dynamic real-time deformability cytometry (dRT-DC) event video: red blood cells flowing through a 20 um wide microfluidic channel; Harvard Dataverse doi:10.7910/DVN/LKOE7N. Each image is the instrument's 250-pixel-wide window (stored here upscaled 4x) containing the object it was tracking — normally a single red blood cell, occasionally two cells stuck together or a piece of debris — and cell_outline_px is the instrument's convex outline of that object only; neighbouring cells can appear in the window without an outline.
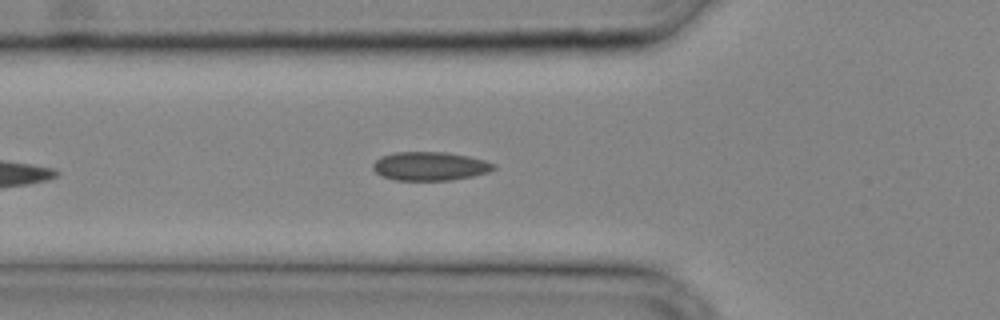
{"species": "common noctule bat (a hibernating species)", "species_latin": "Nyctalus noctula", "temperature_condition": "cold", "stored_images_in_passage": 16, "camera_frame_rate_fps": 3000, "um_per_image_px": 0.085, "animal": {"sex": "male", "body_mass_g": 20.4}, "frame": {"image": 1, "passage_image": 3, "time_ms": 0.667, "image_size_px": [1000, 320], "cell_outline_px": [[496, 168], [488, 172], [472, 176], [452, 180], [396, 180], [384, 176], [376, 172], [372, 168], [372, 164], [380, 156], [396, 152], [444, 152], [468, 156], [484, 160], [496, 164]], "centroid_in_image_um": [36.55, 14.12], "position_along_channel_um": 89.2, "area_um2": 20.11}}
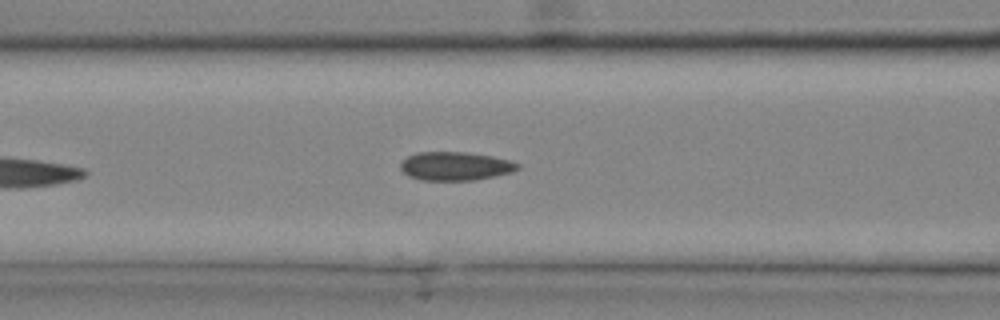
{"frame": {"image": 2, "passage_image": 5, "time_ms": 1.333, "image_size_px": [1000, 320], "cell_outline_px": [[520, 168], [512, 172], [496, 176], [472, 180], [420, 180], [408, 176], [400, 168], [400, 164], [408, 156], [416, 152], [464, 152], [492, 156], [512, 160], [520, 164]], "centroid_in_image_um": [38.73, 14.12], "position_along_channel_um": 127.9, "area_um2": 19.59}}